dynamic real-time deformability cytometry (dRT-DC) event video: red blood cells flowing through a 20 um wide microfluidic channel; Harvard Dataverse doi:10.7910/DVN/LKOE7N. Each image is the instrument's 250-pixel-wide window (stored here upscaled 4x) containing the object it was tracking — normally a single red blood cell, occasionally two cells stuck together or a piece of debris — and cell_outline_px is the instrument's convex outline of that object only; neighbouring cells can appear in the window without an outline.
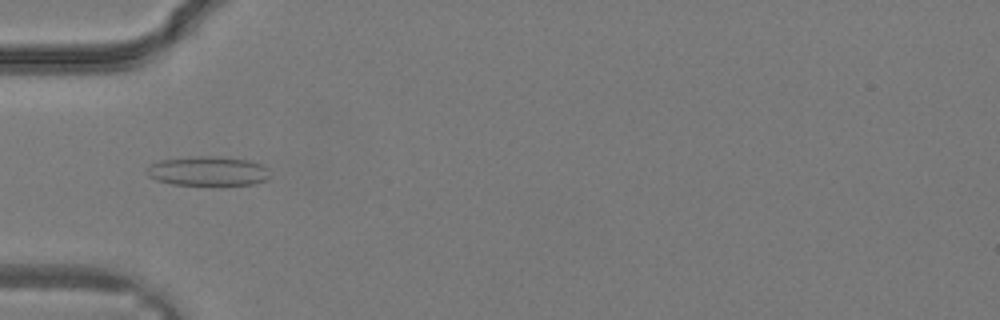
{"species": "common noctule bat (a hibernating species)", "species_latin": "Nyctalus noctula", "temperature_condition": "warm", "stored_images_in_passage": 27, "camera_frame_rate_fps": 3000, "um_per_image_px": 0.085, "animal": {"sex": "male", "body_mass_g": 19.2, "forearm_length_mm": 51.8}, "frame": {"image": 1, "passage_image": 5, "time_ms": 1.333, "image_size_px": [1000, 320], "cell_outline_px": [[268, 176], [264, 180], [252, 184], [220, 188], [216, 188], [172, 184], [156, 180], [148, 176], [144, 168], [148, 164], [160, 160], [188, 156], [220, 156], [248, 160], [260, 164], [268, 168]], "centroid_in_image_um": [17.61, 14.58], "position_along_channel_um": 67.4, "area_um2": 22.31}}
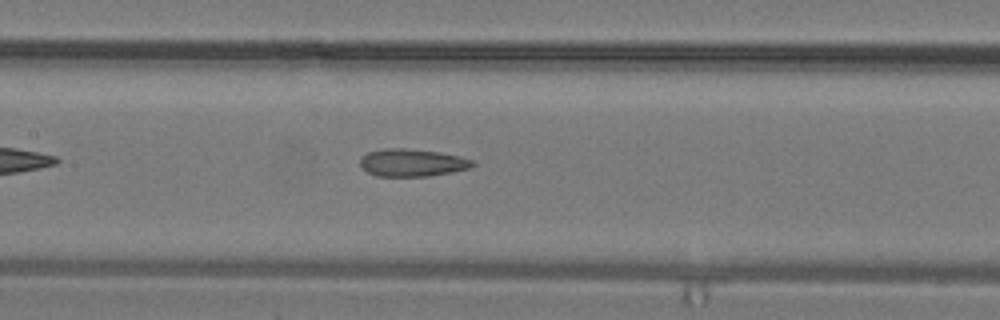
{"frame": {"image": 2, "passage_image": 10, "time_ms": 3.0, "image_size_px": [1000, 320], "cell_outline_px": [[476, 164], [472, 168], [452, 172], [428, 176], [376, 176], [368, 172], [360, 164], [360, 156], [368, 152], [384, 148], [404, 148], [440, 152], [460, 156], [472, 160]], "centroid_in_image_um": [35.05, 13.82], "position_along_channel_um": 172.4, "area_um2": 18.15}}
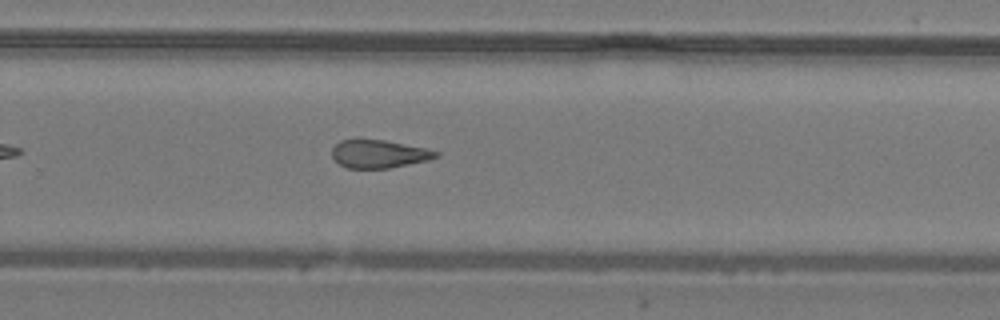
{"frame": {"image": 3, "passage_image": 16, "time_ms": 5.0, "image_size_px": [1000, 320], "cell_outline_px": [[440, 156], [428, 160], [388, 168], [348, 168], [340, 164], [332, 156], [332, 148], [340, 140], [356, 136], [384, 140], [424, 148], [440, 152]], "centroid_in_image_um": [32.15, 13.04], "position_along_channel_um": 297.6, "area_um2": 17.34}}